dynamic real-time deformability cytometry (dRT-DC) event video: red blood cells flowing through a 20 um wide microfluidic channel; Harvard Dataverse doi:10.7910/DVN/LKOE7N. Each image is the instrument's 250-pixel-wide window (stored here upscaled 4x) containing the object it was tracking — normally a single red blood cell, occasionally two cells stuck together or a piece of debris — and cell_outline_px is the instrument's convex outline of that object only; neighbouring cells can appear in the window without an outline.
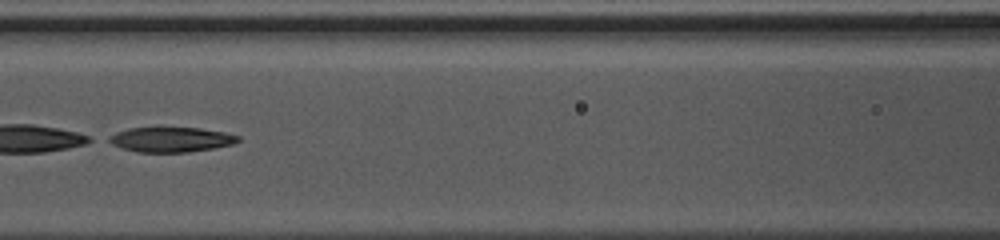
{"species": "common noctule bat (a hibernating species)", "species_latin": "Nyctalus noctula", "temperature_condition": "warm", "stored_images_in_passage": 36, "camera_frame_rate_fps": 3000, "um_per_image_px": 0.085, "animal": {"sex": "female", "body_mass_g": 10.0, "forearm_length_mm": 53.1}, "frame": {"image": 1, "passage_image": 11, "time_ms": 3.333, "image_size_px": [1000, 240], "cell_outline_px": [[240, 140], [232, 144], [212, 148], [188, 152], [136, 152], [112, 144], [104, 140], [108, 136], [116, 132], [128, 128], [156, 124], [160, 124], [200, 128], [224, 132], [240, 136]], "centroid_in_image_um": [14.45, 11.8], "position_along_channel_um": 152.1, "area_um2": 19.77}, "authors_computed_cell_mechanics": {"area_um2": 20.4901, "velocity_mm_per_s": 4.2699, "shape_relaxation_time_tau1_ms": 4.5339, "shape_relaxation_time_tau2_ms": null, "deformation_change_tau1": 0.1706, "deformation_change_tau2": null}}